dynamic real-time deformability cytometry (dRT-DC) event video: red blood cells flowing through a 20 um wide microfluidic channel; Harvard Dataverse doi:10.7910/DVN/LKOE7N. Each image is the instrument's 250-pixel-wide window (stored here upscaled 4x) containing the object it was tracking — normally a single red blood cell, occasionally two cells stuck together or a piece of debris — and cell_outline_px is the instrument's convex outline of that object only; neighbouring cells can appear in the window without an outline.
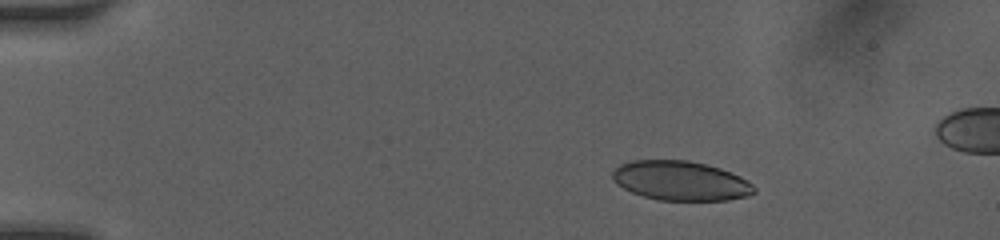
{"species": "human", "species_latin": "Homo sapiens", "temperature_condition": "room temperature", "stored_images_in_passage": 14, "camera_frame_rate_fps": 3000, "um_per_image_px": 0.085, "donor": {"sex": "female"}, "frame": {"image": 1, "passage_image": 3, "time_ms": 1.667, "image_size_px": [1000, 240], "cell_outline_px": [[756, 192], [748, 196], [728, 200], [660, 200], [644, 196], [632, 192], [616, 184], [612, 176], [612, 172], [620, 164], [632, 160], [688, 160], [720, 168], [740, 176], [748, 180], [756, 188]], "centroid_in_image_um": [57.87, 15.36], "position_along_channel_um": 27.1, "area_um2": 32.54}}
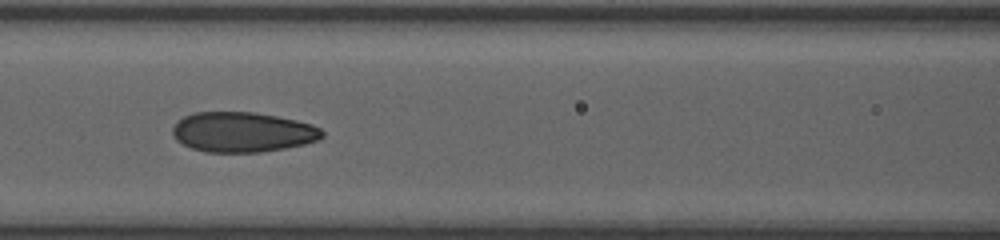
{"frame": {"image": 2, "passage_image": 9, "time_ms": 6.667, "image_size_px": [1000, 240], "cell_outline_px": [[324, 136], [320, 140], [304, 144], [284, 148], [260, 152], [204, 152], [192, 148], [176, 140], [172, 132], [172, 128], [184, 116], [192, 112], [256, 112], [296, 120], [312, 124], [320, 128], [324, 132]], "centroid_in_image_um": [20.64, 11.22], "position_along_channel_um": 146.0, "area_um2": 34.97}}
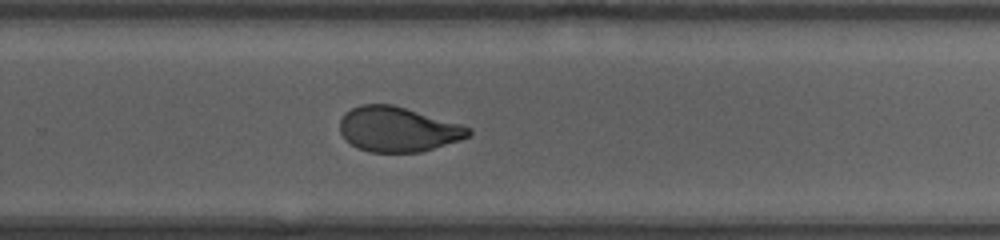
{"frame": {"image": 3, "passage_image": 14, "time_ms": 10.333, "image_size_px": [1000, 240], "cell_outline_px": [[472, 132], [468, 136], [460, 140], [420, 152], [372, 152], [356, 148], [340, 132], [340, 120], [344, 112], [360, 104], [392, 104], [460, 124], [472, 128]], "centroid_in_image_um": [33.8, 10.98], "position_along_channel_um": 296.0, "area_um2": 33.47}}